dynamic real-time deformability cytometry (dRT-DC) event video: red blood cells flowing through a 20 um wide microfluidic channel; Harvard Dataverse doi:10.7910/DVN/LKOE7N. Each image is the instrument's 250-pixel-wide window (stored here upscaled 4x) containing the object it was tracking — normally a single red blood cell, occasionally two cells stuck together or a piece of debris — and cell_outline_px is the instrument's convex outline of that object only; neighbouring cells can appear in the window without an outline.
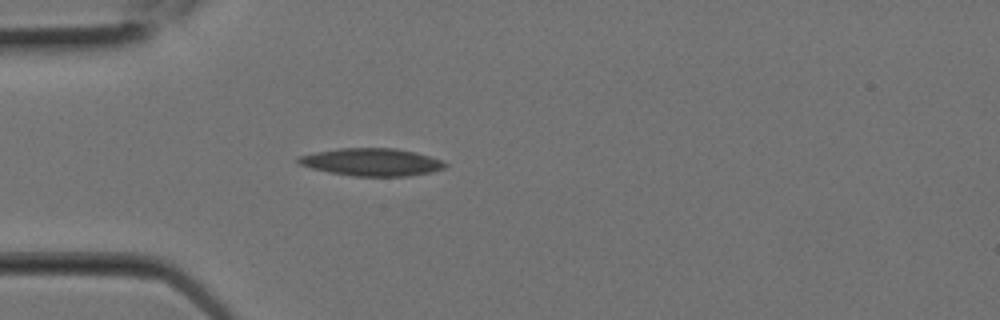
{"species": "Egyptian fruit bat (a non-hibernating species)", "species_latin": "Rousettus aegyptiacus", "temperature_condition": "room temperature", "stored_images_in_passage": 5, "camera_frame_rate_fps": 3000, "um_per_image_px": 0.085, "animal": {"sex": "female"}, "frame": {"image": 1, "passage_image": 1, "time_ms": 0.0, "image_size_px": [1000, 320], "cell_outline_px": [[448, 164], [444, 168], [432, 172], [408, 176], [352, 176], [328, 172], [312, 168], [300, 164], [296, 160], [296, 156], [316, 152], [340, 148], [396, 148], [416, 152], [440, 160]], "centroid_in_image_um": [31.58, 13.78], "position_along_channel_um": 53.4, "area_um2": 23.58}}
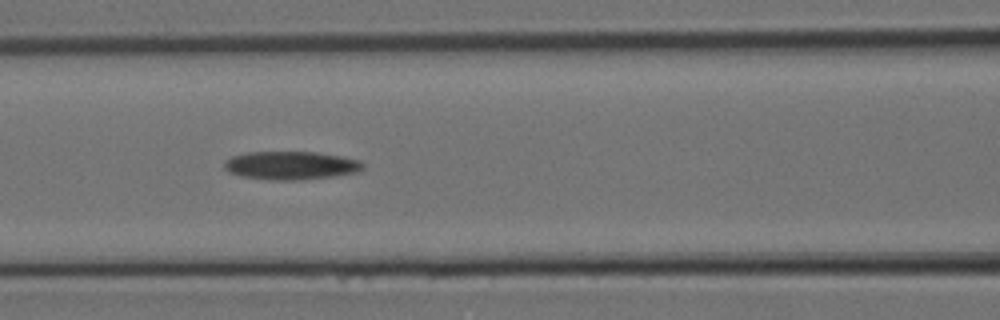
{"frame": {"image": 2, "passage_image": 4, "time_ms": 1.0, "image_size_px": [1000, 320], "cell_outline_px": [[364, 168], [360, 172], [336, 176], [300, 180], [268, 180], [240, 176], [228, 172], [224, 168], [224, 160], [232, 156], [248, 152], [316, 152], [340, 156], [360, 160], [364, 164]], "centroid_in_image_um": [24.73, 14.07], "position_along_channel_um": 141.9, "area_um2": 23.18}}
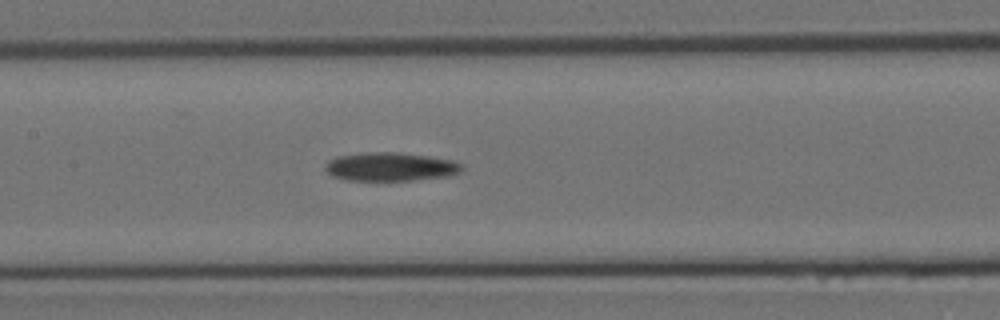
{"frame": {"image": 3, "passage_image": 5, "time_ms": 1.333, "image_size_px": [1000, 320], "cell_outline_px": [[464, 168], [460, 172], [448, 176], [412, 180], [348, 180], [332, 176], [324, 168], [324, 164], [328, 160], [336, 156], [368, 152], [396, 152], [428, 156], [452, 160], [464, 164]], "centroid_in_image_um": [33.19, 14.17], "position_along_channel_um": 174.2, "area_um2": 22.83}}